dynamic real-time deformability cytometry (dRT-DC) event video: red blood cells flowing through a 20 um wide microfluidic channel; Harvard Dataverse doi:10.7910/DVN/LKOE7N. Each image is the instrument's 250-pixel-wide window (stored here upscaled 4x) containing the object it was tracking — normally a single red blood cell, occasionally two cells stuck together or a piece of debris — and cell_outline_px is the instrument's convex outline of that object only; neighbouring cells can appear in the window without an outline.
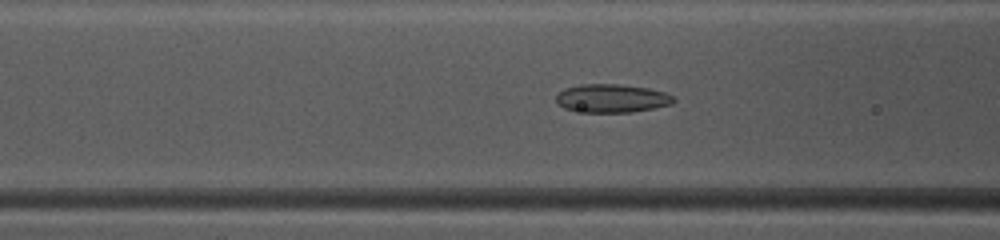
{"species": "common noctule bat (a hibernating species)", "species_latin": "Nyctalus noctula", "temperature_condition": "warm", "stored_images_in_passage": 49, "camera_frame_rate_fps": 3000, "um_per_image_px": 0.085, "animal": {"sex": "female", "body_mass_g": 10.0, "forearm_length_mm": 53.1}, "frame": {"image": 1, "passage_image": 20, "time_ms": 6.333, "image_size_px": [1000, 240], "cell_outline_px": [[676, 100], [672, 104], [632, 112], [584, 112], [564, 108], [556, 100], [556, 96], [564, 88], [580, 84], [616, 84], [648, 88], [664, 92], [672, 96]], "centroid_in_image_um": [52.0, 8.35], "position_along_channel_um": 114.6, "area_um2": 19.25}}
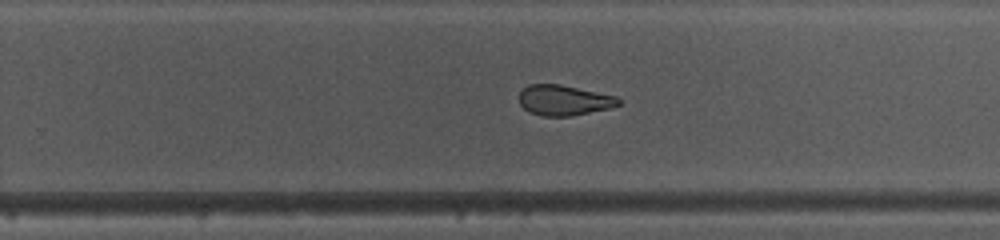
{"frame": {"image": 2, "passage_image": 32, "time_ms": 10.333, "image_size_px": [1000, 240], "cell_outline_px": [[620, 104], [612, 108], [572, 116], [540, 116], [528, 112], [520, 104], [520, 92], [528, 84], [560, 84], [616, 96], [620, 100]], "centroid_in_image_um": [47.94, 8.53], "position_along_channel_um": 281.9, "area_um2": 17.69}}
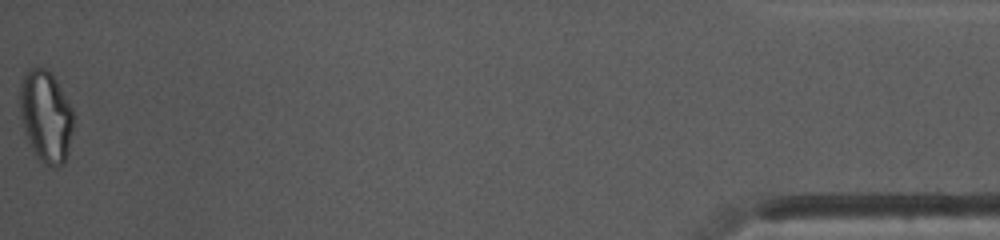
{"frame": {"image": 3, "passage_image": 49, "time_ms": 16.0, "image_size_px": [1000, 240], "cell_outline_px": [[72, 132], [68, 152], [64, 164], [48, 168], [36, 156], [24, 132], [20, 116], [20, 84], [24, 76], [32, 68], [48, 68], [56, 80], [72, 108]], "centroid_in_image_um": [3.89, 9.92], "position_along_channel_um": 431.3, "area_um2": 28.5}, "authors_computed_cell_mechanics": {"area_um2": 20.519, "velocity_mm_per_s": 4.1832, "shape_relaxation_time_tau1_ms": 9.1653, "shape_relaxation_time_tau2_ms": 2.1092, "deformation_change_tau1": 0.18, "deformation_change_tau2": 0.0841}}